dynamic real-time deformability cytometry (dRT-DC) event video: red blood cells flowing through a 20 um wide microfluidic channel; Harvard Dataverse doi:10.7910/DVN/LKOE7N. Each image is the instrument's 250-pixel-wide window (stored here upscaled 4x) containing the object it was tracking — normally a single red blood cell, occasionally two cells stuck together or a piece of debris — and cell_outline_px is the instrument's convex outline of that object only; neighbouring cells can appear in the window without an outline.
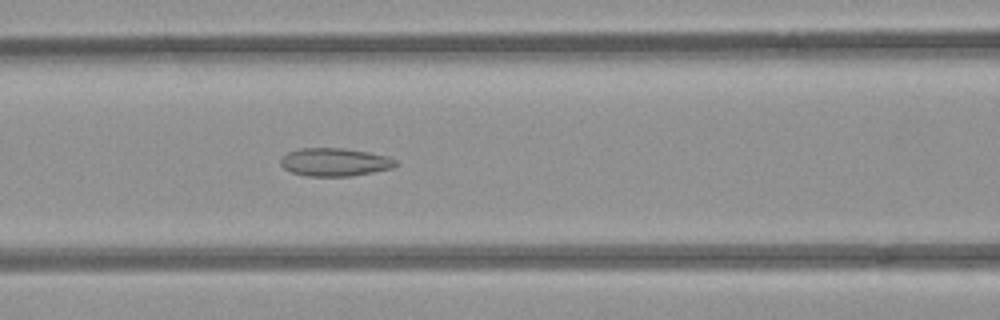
{"species": "common noctule bat (a hibernating species)", "species_latin": "Nyctalus noctula", "temperature_condition": "room temperature", "stored_images_in_passage": 53, "camera_frame_rate_fps": 3000, "um_per_image_px": 0.085, "animal": {"sex": "female", "body_mass_g": 21.9}, "frame": {"image": 1, "passage_image": 22, "time_ms": 7.0, "image_size_px": [1000, 320], "cell_outline_px": [[400, 164], [392, 168], [352, 176], [304, 176], [292, 172], [284, 168], [280, 164], [280, 160], [288, 152], [300, 148], [344, 148], [368, 152], [388, 156], [396, 160]], "centroid_in_image_um": [28.47, 13.78], "position_along_channel_um": 138.1, "area_um2": 18.9}}
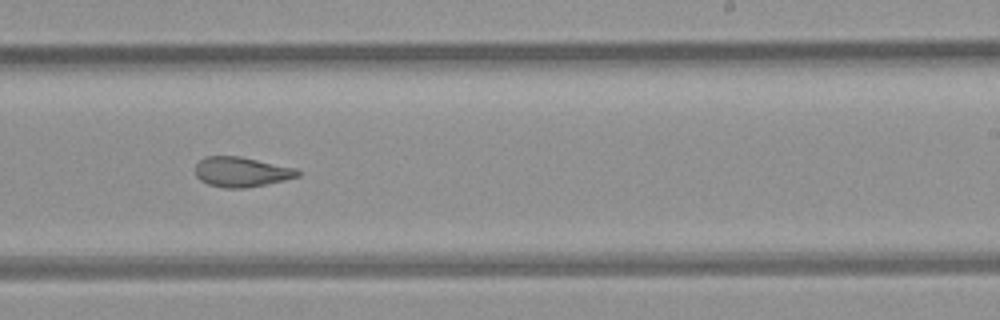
{"frame": {"image": 2, "passage_image": 32, "time_ms": 10.333, "image_size_px": [1000, 320], "cell_outline_px": [[300, 176], [284, 180], [244, 188], [224, 188], [208, 184], [200, 180], [196, 176], [196, 164], [204, 156], [240, 156], [296, 168], [300, 172]], "centroid_in_image_um": [20.51, 14.6], "position_along_channel_um": 268.5, "area_um2": 17.8}}
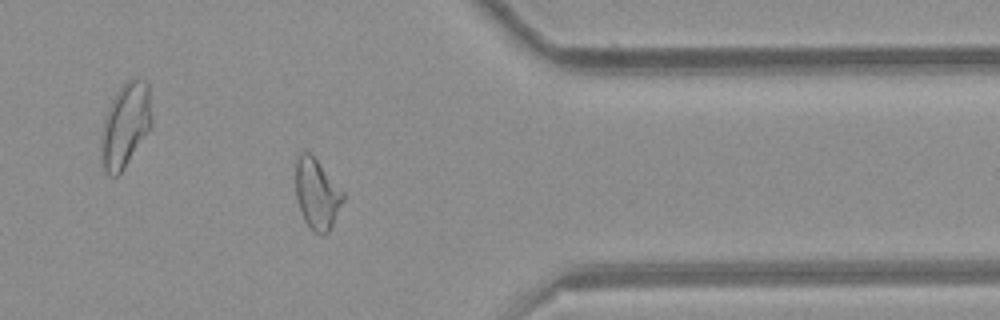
{"frame": {"image": 3, "passage_image": 42, "time_ms": 13.667, "image_size_px": [1000, 320], "cell_outline_px": [[344, 200], [328, 232], [316, 232], [304, 220], [296, 196], [296, 160], [300, 152], [308, 152], [316, 160], [344, 192]], "centroid_in_image_um": [26.93, 16.45], "position_along_channel_um": 384.5, "area_um2": 18.79}, "authors_computed_cell_mechanics": {"area_um2": 20.1722, "velocity_mm_per_s": 3.9236, "shape_relaxation_time_tau1_ms": null, "shape_relaxation_time_tau2_ms": 2.1184, "deformation_change_tau1": null, "deformation_change_tau2": 0.0975}}